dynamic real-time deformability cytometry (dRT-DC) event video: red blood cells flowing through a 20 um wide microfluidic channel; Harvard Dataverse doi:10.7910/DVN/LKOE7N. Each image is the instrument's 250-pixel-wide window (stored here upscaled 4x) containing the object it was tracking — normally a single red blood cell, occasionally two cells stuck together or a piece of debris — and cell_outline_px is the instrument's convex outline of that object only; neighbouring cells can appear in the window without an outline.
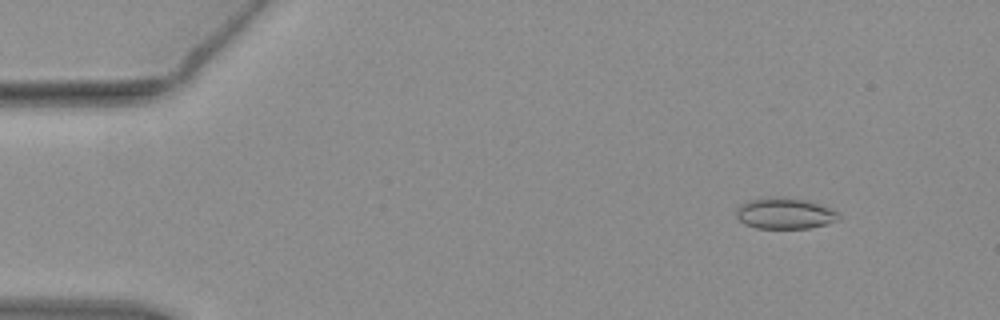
{"species": "common noctule bat (a hibernating species)", "species_latin": "Nyctalus noctula", "temperature_condition": "warm", "stored_images_in_passage": 54, "camera_frame_rate_fps": 3000, "um_per_image_px": 0.085, "animal": {"sex": "female", "body_mass_g": 19.3, "forearm_length_mm": 54.1}, "frame": {"image": 1, "passage_image": 6, "time_ms": 1.667, "image_size_px": [1000, 320], "cell_outline_px": [[840, 220], [808, 228], [756, 228], [744, 224], [736, 216], [736, 208], [740, 204], [748, 200], [768, 196], [780, 196], [804, 200], [820, 204], [832, 208], [840, 216]], "centroid_in_image_um": [66.67, 18.12], "position_along_channel_um": 18.3, "area_um2": 18.73}}
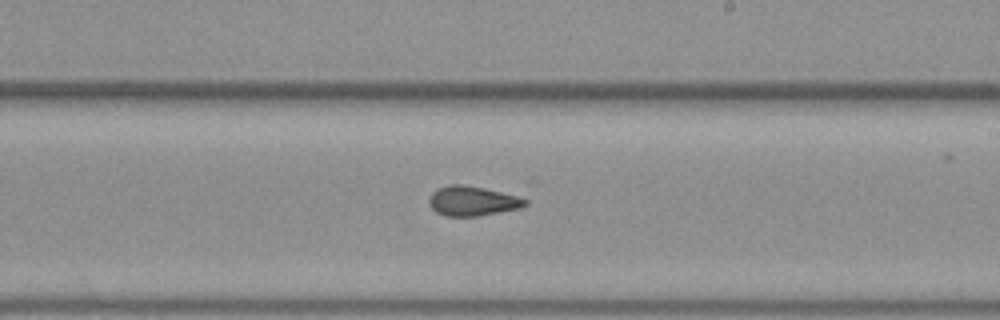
{"frame": {"image": 2, "passage_image": 32, "time_ms": 10.333, "image_size_px": [1000, 320], "cell_outline_px": [[528, 204], [520, 208], [476, 216], [444, 216], [436, 212], [428, 204], [428, 200], [432, 192], [440, 188], [452, 184], [460, 184], [484, 188], [516, 196], [528, 200]], "centroid_in_image_um": [40.13, 17.09], "position_along_channel_um": 248.9, "area_um2": 16.42}}
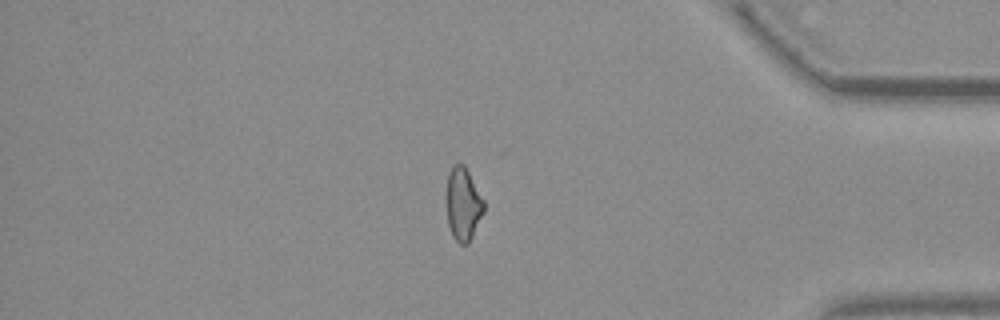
{"frame": {"image": 3, "passage_image": 46, "time_ms": 15.0, "image_size_px": [1000, 320], "cell_outline_px": [[484, 212], [468, 244], [460, 244], [452, 236], [448, 224], [444, 200], [444, 196], [448, 172], [452, 164], [464, 164], [484, 200]], "centroid_in_image_um": [39.31, 17.32], "position_along_channel_um": 395.9, "area_um2": 16.42}, "authors_computed_cell_mechanics": {"area_um2": 16.8776, "velocity_mm_per_s": 3.8204, "shape_relaxation_time_tau1_ms": null, "shape_relaxation_time_tau2_ms": 1.52, "deformation_change_tau1": null, "deformation_change_tau2": 0.0575}}